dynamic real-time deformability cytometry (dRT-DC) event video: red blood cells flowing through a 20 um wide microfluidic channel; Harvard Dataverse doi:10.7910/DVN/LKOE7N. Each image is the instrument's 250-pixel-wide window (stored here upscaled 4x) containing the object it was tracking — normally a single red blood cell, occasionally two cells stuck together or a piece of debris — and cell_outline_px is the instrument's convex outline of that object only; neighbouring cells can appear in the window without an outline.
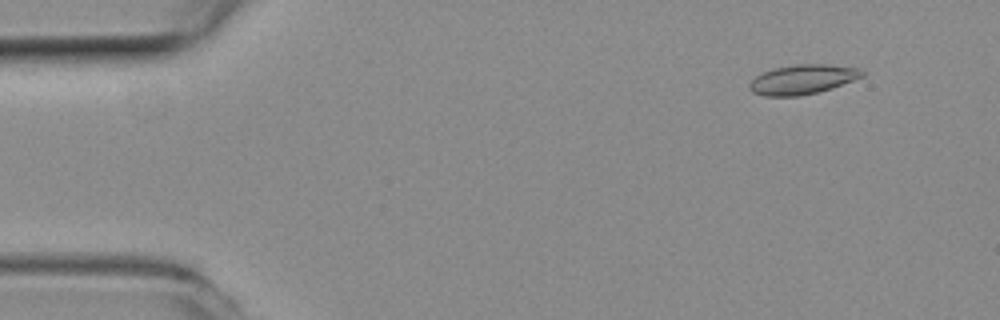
{"species": "common noctule bat (a hibernating species)", "species_latin": "Nyctalus noctula", "temperature_condition": "room temperature", "stored_images_in_passage": 49, "camera_frame_rate_fps": 3000, "um_per_image_px": 0.085, "animal": {"sex": "female", "body_mass_g": 19.3, "forearm_length_mm": 54.1}, "frame": {"image": 1, "passage_image": 3, "time_ms": 0.667, "image_size_px": [1000, 320], "cell_outline_px": [[864, 76], [832, 88], [800, 96], [764, 96], [752, 92], [748, 88], [748, 84], [756, 76], [764, 72], [776, 68], [796, 64], [828, 64], [860, 68], [864, 72]], "centroid_in_image_um": [68.22, 6.75], "position_along_channel_um": 16.8, "area_um2": 19.36}}
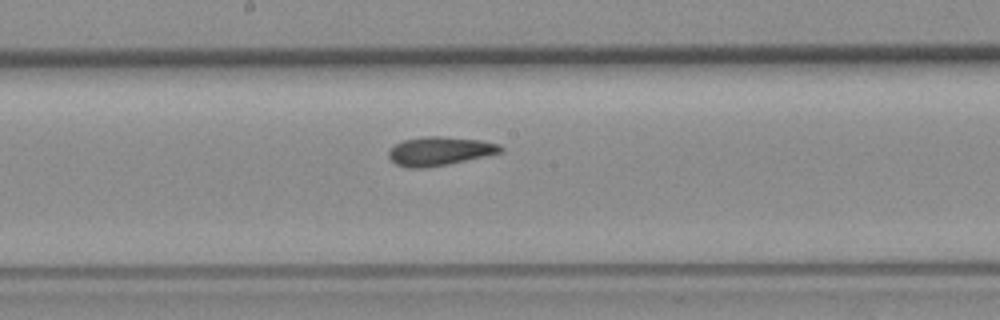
{"frame": {"image": 2, "passage_image": 25, "time_ms": 8.0, "image_size_px": [1000, 320], "cell_outline_px": [[504, 148], [500, 152], [448, 164], [424, 168], [404, 168], [396, 164], [388, 156], [388, 152], [396, 144], [404, 140], [428, 136], [440, 136], [484, 140], [500, 144]], "centroid_in_image_um": [37.37, 12.84], "position_along_channel_um": 210.8, "area_um2": 18.61}}
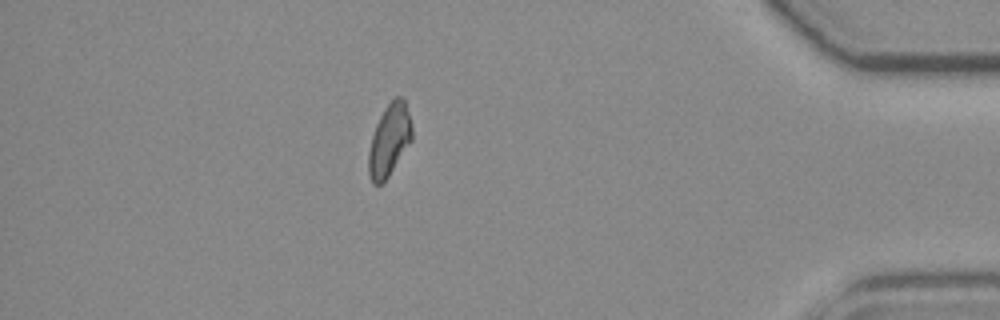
{"frame": {"image": 3, "passage_image": 43, "time_ms": 14.0, "image_size_px": [1000, 320], "cell_outline_px": [[412, 140], [388, 176], [380, 184], [372, 184], [368, 172], [368, 152], [372, 136], [376, 124], [384, 108], [396, 96], [404, 96], [412, 124]], "centroid_in_image_um": [33.1, 11.87], "position_along_channel_um": 402.1, "area_um2": 18.21}, "authors_computed_cell_mechanics": {"area_um2": 18.496, "velocity_mm_per_s": 3.9735, "shape_relaxation_time_tau1_ms": 11.0143, "shape_relaxation_time_tau2_ms": 1.3339, "deformation_change_tau1": 0.2189, "deformation_change_tau2": 0.0701}}